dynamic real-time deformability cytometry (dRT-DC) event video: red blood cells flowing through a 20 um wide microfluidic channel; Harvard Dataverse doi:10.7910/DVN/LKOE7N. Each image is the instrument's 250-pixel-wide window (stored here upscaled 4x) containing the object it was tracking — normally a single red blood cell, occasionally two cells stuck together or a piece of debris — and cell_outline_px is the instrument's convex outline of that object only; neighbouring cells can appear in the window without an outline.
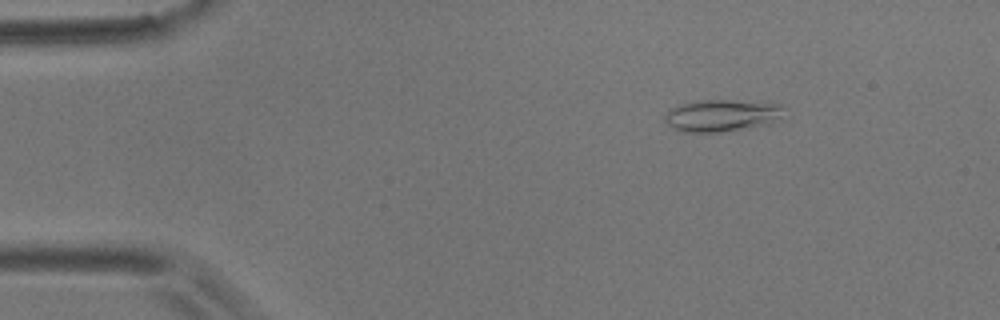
{"species": "common noctule bat (a hibernating species)", "species_latin": "Nyctalus noctula", "temperature_condition": "room temperature", "stored_images_in_passage": 4, "camera_frame_rate_fps": 3000, "um_per_image_px": 0.085, "animal": {"sex": "male", "body_mass_g": 17.9}, "frame": {"image": 1, "passage_image": 1, "time_ms": 0.0, "image_size_px": [1000, 320], "cell_outline_px": [[788, 108], [780, 120], [772, 124], [720, 132], [684, 132], [672, 128], [664, 120], [664, 116], [672, 108], [680, 104], [692, 100], [732, 100], [784, 104]], "centroid_in_image_um": [61.44, 9.81], "position_along_channel_um": 23.6, "area_um2": 22.77}}